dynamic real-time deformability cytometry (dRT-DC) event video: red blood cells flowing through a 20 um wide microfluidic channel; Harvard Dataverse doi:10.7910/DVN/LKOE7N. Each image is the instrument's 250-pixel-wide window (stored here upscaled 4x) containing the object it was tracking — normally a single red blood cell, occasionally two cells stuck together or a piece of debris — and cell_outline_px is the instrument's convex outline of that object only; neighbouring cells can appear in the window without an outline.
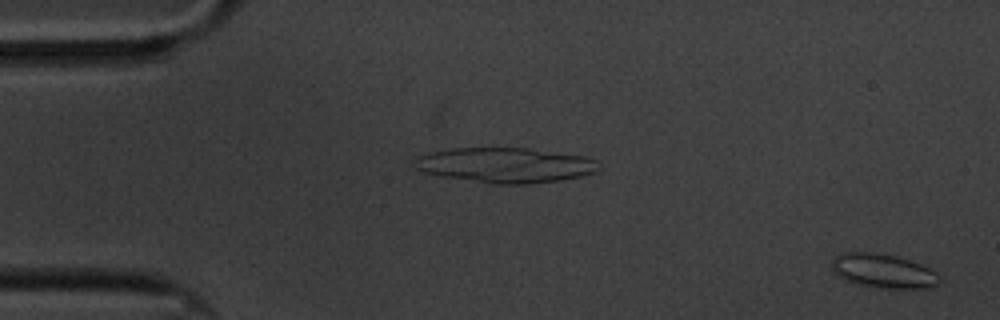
{"species": "common noctule bat (a hibernating species)", "species_latin": "Nyctalus noctula", "temperature_condition": "cold", "stored_images_in_passage": 61, "camera_frame_rate_fps": 3000, "um_per_image_px": 0.085, "animal": {"sex": "male", "body_mass_g": 20.1, "forearm_length_mm": 53.5}, "frame": {"image": 1, "passage_image": 3, "time_ms": 0.667, "image_size_px": [1000, 320], "cell_outline_px": [[940, 280], [936, 284], [924, 288], [888, 288], [856, 284], [844, 280], [832, 268], [832, 260], [840, 252], [872, 252], [896, 256], [920, 264], [936, 272], [940, 276]], "centroid_in_image_um": [75.05, 23.02], "position_along_channel_um": 9.9, "area_um2": 21.1}}
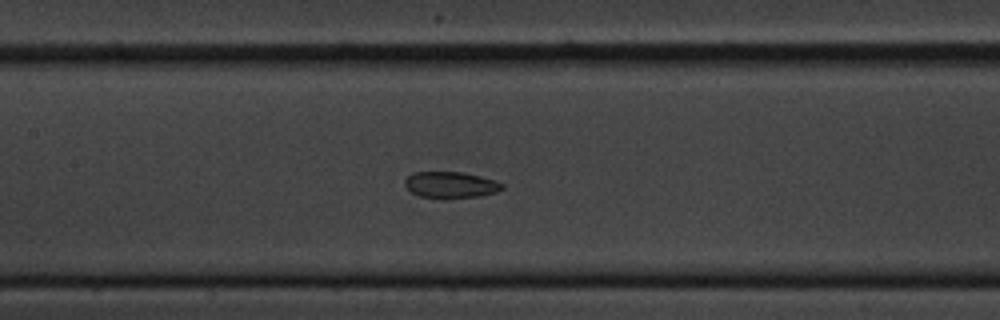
{"frame": {"image": 2, "passage_image": 29, "time_ms": 9.333, "image_size_px": [1000, 320], "cell_outline_px": [[504, 188], [496, 192], [480, 196], [420, 196], [412, 192], [404, 184], [404, 180], [412, 172], [460, 172], [480, 176], [496, 180], [504, 184]], "centroid_in_image_um": [38.33, 15.67], "position_along_channel_um": 169.1, "area_um2": 14.39}}
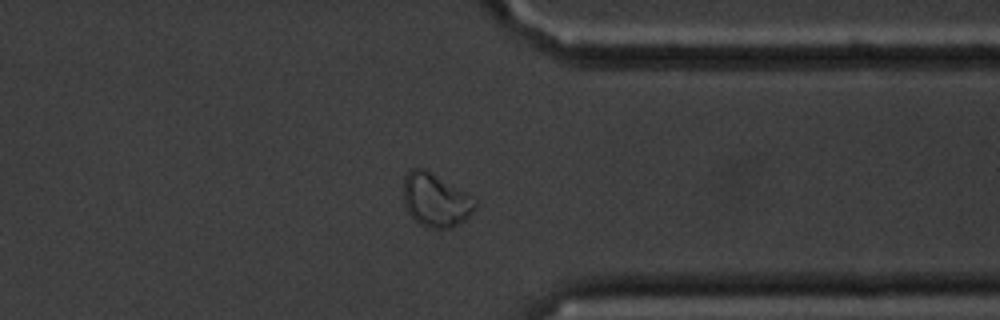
{"frame": {"image": 3, "passage_image": 48, "time_ms": 15.667, "image_size_px": [1000, 320], "cell_outline_px": [[476, 208], [464, 220], [452, 228], [432, 228], [420, 224], [408, 212], [404, 204], [404, 176], [412, 168], [424, 168], [464, 192], [476, 200]], "centroid_in_image_um": [37.01, 17.01], "position_along_channel_um": 374.4, "area_um2": 21.91}, "authors_computed_cell_mechanics": {"area_um2": 17.5712, "velocity_mm_per_s": 3.3012, "shape_relaxation_time_tau1_ms": null, "shape_relaxation_time_tau2_ms": 2.9747, "deformation_change_tau1": null, "deformation_change_tau2": 0.0609}}